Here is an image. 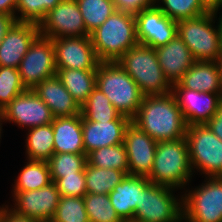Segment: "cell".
<instances>
[{
    "label": "cell",
    "instance_id": "obj_1",
    "mask_svg": "<svg viewBox=\"0 0 222 222\" xmlns=\"http://www.w3.org/2000/svg\"><path fill=\"white\" fill-rule=\"evenodd\" d=\"M131 122L157 142L184 138L188 127L172 92L144 96Z\"/></svg>",
    "mask_w": 222,
    "mask_h": 222
},
{
    "label": "cell",
    "instance_id": "obj_2",
    "mask_svg": "<svg viewBox=\"0 0 222 222\" xmlns=\"http://www.w3.org/2000/svg\"><path fill=\"white\" fill-rule=\"evenodd\" d=\"M193 174L186 137L157 142L153 167L147 176L151 183L185 189Z\"/></svg>",
    "mask_w": 222,
    "mask_h": 222
},
{
    "label": "cell",
    "instance_id": "obj_3",
    "mask_svg": "<svg viewBox=\"0 0 222 222\" xmlns=\"http://www.w3.org/2000/svg\"><path fill=\"white\" fill-rule=\"evenodd\" d=\"M90 38L101 62L117 61L125 52L139 44L135 17L116 10L90 34Z\"/></svg>",
    "mask_w": 222,
    "mask_h": 222
},
{
    "label": "cell",
    "instance_id": "obj_4",
    "mask_svg": "<svg viewBox=\"0 0 222 222\" xmlns=\"http://www.w3.org/2000/svg\"><path fill=\"white\" fill-rule=\"evenodd\" d=\"M96 88L104 93L123 116L132 120L137 114L144 95L126 71L114 62H100L96 73Z\"/></svg>",
    "mask_w": 222,
    "mask_h": 222
},
{
    "label": "cell",
    "instance_id": "obj_5",
    "mask_svg": "<svg viewBox=\"0 0 222 222\" xmlns=\"http://www.w3.org/2000/svg\"><path fill=\"white\" fill-rule=\"evenodd\" d=\"M117 62L136 82L144 96L172 92V84L164 76L154 48L138 44L125 52Z\"/></svg>",
    "mask_w": 222,
    "mask_h": 222
},
{
    "label": "cell",
    "instance_id": "obj_6",
    "mask_svg": "<svg viewBox=\"0 0 222 222\" xmlns=\"http://www.w3.org/2000/svg\"><path fill=\"white\" fill-rule=\"evenodd\" d=\"M217 14L207 12L177 22V35L188 46L195 61H215L222 52Z\"/></svg>",
    "mask_w": 222,
    "mask_h": 222
},
{
    "label": "cell",
    "instance_id": "obj_7",
    "mask_svg": "<svg viewBox=\"0 0 222 222\" xmlns=\"http://www.w3.org/2000/svg\"><path fill=\"white\" fill-rule=\"evenodd\" d=\"M185 137L192 171L222 177V140L205 124L188 126Z\"/></svg>",
    "mask_w": 222,
    "mask_h": 222
},
{
    "label": "cell",
    "instance_id": "obj_8",
    "mask_svg": "<svg viewBox=\"0 0 222 222\" xmlns=\"http://www.w3.org/2000/svg\"><path fill=\"white\" fill-rule=\"evenodd\" d=\"M205 179L182 194L183 222H222V177Z\"/></svg>",
    "mask_w": 222,
    "mask_h": 222
},
{
    "label": "cell",
    "instance_id": "obj_9",
    "mask_svg": "<svg viewBox=\"0 0 222 222\" xmlns=\"http://www.w3.org/2000/svg\"><path fill=\"white\" fill-rule=\"evenodd\" d=\"M174 188L150 183L141 193L133 221L183 222L182 196Z\"/></svg>",
    "mask_w": 222,
    "mask_h": 222
},
{
    "label": "cell",
    "instance_id": "obj_10",
    "mask_svg": "<svg viewBox=\"0 0 222 222\" xmlns=\"http://www.w3.org/2000/svg\"><path fill=\"white\" fill-rule=\"evenodd\" d=\"M22 84L26 89L56 75L55 51L53 40L38 35L30 45L18 67Z\"/></svg>",
    "mask_w": 222,
    "mask_h": 222
},
{
    "label": "cell",
    "instance_id": "obj_11",
    "mask_svg": "<svg viewBox=\"0 0 222 222\" xmlns=\"http://www.w3.org/2000/svg\"><path fill=\"white\" fill-rule=\"evenodd\" d=\"M40 35L51 39L90 36L76 0H62L39 25Z\"/></svg>",
    "mask_w": 222,
    "mask_h": 222
},
{
    "label": "cell",
    "instance_id": "obj_12",
    "mask_svg": "<svg viewBox=\"0 0 222 222\" xmlns=\"http://www.w3.org/2000/svg\"><path fill=\"white\" fill-rule=\"evenodd\" d=\"M172 93L187 126L207 123L222 102V93L199 92L184 88L179 82L172 84Z\"/></svg>",
    "mask_w": 222,
    "mask_h": 222
},
{
    "label": "cell",
    "instance_id": "obj_13",
    "mask_svg": "<svg viewBox=\"0 0 222 222\" xmlns=\"http://www.w3.org/2000/svg\"><path fill=\"white\" fill-rule=\"evenodd\" d=\"M5 123L26 128L44 126L53 122L54 116L50 108L34 93L32 89L16 96L4 109Z\"/></svg>",
    "mask_w": 222,
    "mask_h": 222
},
{
    "label": "cell",
    "instance_id": "obj_14",
    "mask_svg": "<svg viewBox=\"0 0 222 222\" xmlns=\"http://www.w3.org/2000/svg\"><path fill=\"white\" fill-rule=\"evenodd\" d=\"M134 17L137 40L141 45L155 49L166 45L177 35V22L156 5L138 12Z\"/></svg>",
    "mask_w": 222,
    "mask_h": 222
},
{
    "label": "cell",
    "instance_id": "obj_15",
    "mask_svg": "<svg viewBox=\"0 0 222 222\" xmlns=\"http://www.w3.org/2000/svg\"><path fill=\"white\" fill-rule=\"evenodd\" d=\"M57 68L97 70L98 59L90 36L52 39Z\"/></svg>",
    "mask_w": 222,
    "mask_h": 222
},
{
    "label": "cell",
    "instance_id": "obj_16",
    "mask_svg": "<svg viewBox=\"0 0 222 222\" xmlns=\"http://www.w3.org/2000/svg\"><path fill=\"white\" fill-rule=\"evenodd\" d=\"M12 192L15 203L11 209L17 214L40 222H50L54 217L60 199L54 182L37 190Z\"/></svg>",
    "mask_w": 222,
    "mask_h": 222
},
{
    "label": "cell",
    "instance_id": "obj_17",
    "mask_svg": "<svg viewBox=\"0 0 222 222\" xmlns=\"http://www.w3.org/2000/svg\"><path fill=\"white\" fill-rule=\"evenodd\" d=\"M123 144L128 158L129 175L148 176L152 170L157 141L130 122Z\"/></svg>",
    "mask_w": 222,
    "mask_h": 222
},
{
    "label": "cell",
    "instance_id": "obj_18",
    "mask_svg": "<svg viewBox=\"0 0 222 222\" xmlns=\"http://www.w3.org/2000/svg\"><path fill=\"white\" fill-rule=\"evenodd\" d=\"M39 25L15 22L0 42V66L17 68L35 38Z\"/></svg>",
    "mask_w": 222,
    "mask_h": 222
},
{
    "label": "cell",
    "instance_id": "obj_19",
    "mask_svg": "<svg viewBox=\"0 0 222 222\" xmlns=\"http://www.w3.org/2000/svg\"><path fill=\"white\" fill-rule=\"evenodd\" d=\"M131 120L120 115L114 121L95 122L82 117V134L85 154L107 146L122 144L126 127Z\"/></svg>",
    "mask_w": 222,
    "mask_h": 222
},
{
    "label": "cell",
    "instance_id": "obj_20",
    "mask_svg": "<svg viewBox=\"0 0 222 222\" xmlns=\"http://www.w3.org/2000/svg\"><path fill=\"white\" fill-rule=\"evenodd\" d=\"M155 51L164 76L171 84L178 82L195 63L188 46L178 35Z\"/></svg>",
    "mask_w": 222,
    "mask_h": 222
},
{
    "label": "cell",
    "instance_id": "obj_21",
    "mask_svg": "<svg viewBox=\"0 0 222 222\" xmlns=\"http://www.w3.org/2000/svg\"><path fill=\"white\" fill-rule=\"evenodd\" d=\"M150 183L146 176L128 174L108 194L113 208L123 222L133 220L137 204H139L140 193Z\"/></svg>",
    "mask_w": 222,
    "mask_h": 222
},
{
    "label": "cell",
    "instance_id": "obj_22",
    "mask_svg": "<svg viewBox=\"0 0 222 222\" xmlns=\"http://www.w3.org/2000/svg\"><path fill=\"white\" fill-rule=\"evenodd\" d=\"M32 90L50 108L54 118L80 115V106L56 75L45 79Z\"/></svg>",
    "mask_w": 222,
    "mask_h": 222
},
{
    "label": "cell",
    "instance_id": "obj_23",
    "mask_svg": "<svg viewBox=\"0 0 222 222\" xmlns=\"http://www.w3.org/2000/svg\"><path fill=\"white\" fill-rule=\"evenodd\" d=\"M54 153L85 154L82 134V116L53 119Z\"/></svg>",
    "mask_w": 222,
    "mask_h": 222
},
{
    "label": "cell",
    "instance_id": "obj_24",
    "mask_svg": "<svg viewBox=\"0 0 222 222\" xmlns=\"http://www.w3.org/2000/svg\"><path fill=\"white\" fill-rule=\"evenodd\" d=\"M178 82L190 90L222 93V82L215 61H195Z\"/></svg>",
    "mask_w": 222,
    "mask_h": 222
},
{
    "label": "cell",
    "instance_id": "obj_25",
    "mask_svg": "<svg viewBox=\"0 0 222 222\" xmlns=\"http://www.w3.org/2000/svg\"><path fill=\"white\" fill-rule=\"evenodd\" d=\"M97 70L57 68L56 76L81 107L96 88Z\"/></svg>",
    "mask_w": 222,
    "mask_h": 222
},
{
    "label": "cell",
    "instance_id": "obj_26",
    "mask_svg": "<svg viewBox=\"0 0 222 222\" xmlns=\"http://www.w3.org/2000/svg\"><path fill=\"white\" fill-rule=\"evenodd\" d=\"M28 133V134H27ZM26 157L28 160L48 161L54 154L52 123L28 129L26 132Z\"/></svg>",
    "mask_w": 222,
    "mask_h": 222
},
{
    "label": "cell",
    "instance_id": "obj_27",
    "mask_svg": "<svg viewBox=\"0 0 222 222\" xmlns=\"http://www.w3.org/2000/svg\"><path fill=\"white\" fill-rule=\"evenodd\" d=\"M14 180L12 191H32L50 184V168L47 161L28 160Z\"/></svg>",
    "mask_w": 222,
    "mask_h": 222
},
{
    "label": "cell",
    "instance_id": "obj_28",
    "mask_svg": "<svg viewBox=\"0 0 222 222\" xmlns=\"http://www.w3.org/2000/svg\"><path fill=\"white\" fill-rule=\"evenodd\" d=\"M128 175L116 169L97 168L86 163V192L93 194H109L117 184Z\"/></svg>",
    "mask_w": 222,
    "mask_h": 222
},
{
    "label": "cell",
    "instance_id": "obj_29",
    "mask_svg": "<svg viewBox=\"0 0 222 222\" xmlns=\"http://www.w3.org/2000/svg\"><path fill=\"white\" fill-rule=\"evenodd\" d=\"M80 114L86 120L95 122L114 121L121 115L98 88L92 91L80 107Z\"/></svg>",
    "mask_w": 222,
    "mask_h": 222
},
{
    "label": "cell",
    "instance_id": "obj_30",
    "mask_svg": "<svg viewBox=\"0 0 222 222\" xmlns=\"http://www.w3.org/2000/svg\"><path fill=\"white\" fill-rule=\"evenodd\" d=\"M87 163L97 168L116 169L129 174L127 152L123 143L90 152Z\"/></svg>",
    "mask_w": 222,
    "mask_h": 222
},
{
    "label": "cell",
    "instance_id": "obj_31",
    "mask_svg": "<svg viewBox=\"0 0 222 222\" xmlns=\"http://www.w3.org/2000/svg\"><path fill=\"white\" fill-rule=\"evenodd\" d=\"M84 25L90 35L113 14L115 5L112 0H76Z\"/></svg>",
    "mask_w": 222,
    "mask_h": 222
},
{
    "label": "cell",
    "instance_id": "obj_32",
    "mask_svg": "<svg viewBox=\"0 0 222 222\" xmlns=\"http://www.w3.org/2000/svg\"><path fill=\"white\" fill-rule=\"evenodd\" d=\"M83 199L89 222H123L113 208L109 195L87 193Z\"/></svg>",
    "mask_w": 222,
    "mask_h": 222
},
{
    "label": "cell",
    "instance_id": "obj_33",
    "mask_svg": "<svg viewBox=\"0 0 222 222\" xmlns=\"http://www.w3.org/2000/svg\"><path fill=\"white\" fill-rule=\"evenodd\" d=\"M50 168V178L54 182L63 175H75L85 168L86 154L54 153L47 161Z\"/></svg>",
    "mask_w": 222,
    "mask_h": 222
},
{
    "label": "cell",
    "instance_id": "obj_34",
    "mask_svg": "<svg viewBox=\"0 0 222 222\" xmlns=\"http://www.w3.org/2000/svg\"><path fill=\"white\" fill-rule=\"evenodd\" d=\"M156 6L176 22L195 18L208 12L200 0H156Z\"/></svg>",
    "mask_w": 222,
    "mask_h": 222
},
{
    "label": "cell",
    "instance_id": "obj_35",
    "mask_svg": "<svg viewBox=\"0 0 222 222\" xmlns=\"http://www.w3.org/2000/svg\"><path fill=\"white\" fill-rule=\"evenodd\" d=\"M61 1L62 0H18L15 20L16 22L40 25L47 13Z\"/></svg>",
    "mask_w": 222,
    "mask_h": 222
},
{
    "label": "cell",
    "instance_id": "obj_36",
    "mask_svg": "<svg viewBox=\"0 0 222 222\" xmlns=\"http://www.w3.org/2000/svg\"><path fill=\"white\" fill-rule=\"evenodd\" d=\"M50 222H89L83 197L60 196Z\"/></svg>",
    "mask_w": 222,
    "mask_h": 222
},
{
    "label": "cell",
    "instance_id": "obj_37",
    "mask_svg": "<svg viewBox=\"0 0 222 222\" xmlns=\"http://www.w3.org/2000/svg\"><path fill=\"white\" fill-rule=\"evenodd\" d=\"M26 90L17 68L0 66V108L4 109Z\"/></svg>",
    "mask_w": 222,
    "mask_h": 222
},
{
    "label": "cell",
    "instance_id": "obj_38",
    "mask_svg": "<svg viewBox=\"0 0 222 222\" xmlns=\"http://www.w3.org/2000/svg\"><path fill=\"white\" fill-rule=\"evenodd\" d=\"M54 183L60 196L84 197L87 194L85 168L75 175H63Z\"/></svg>",
    "mask_w": 222,
    "mask_h": 222
},
{
    "label": "cell",
    "instance_id": "obj_39",
    "mask_svg": "<svg viewBox=\"0 0 222 222\" xmlns=\"http://www.w3.org/2000/svg\"><path fill=\"white\" fill-rule=\"evenodd\" d=\"M115 9L136 15L138 12L156 5V0H112Z\"/></svg>",
    "mask_w": 222,
    "mask_h": 222
},
{
    "label": "cell",
    "instance_id": "obj_40",
    "mask_svg": "<svg viewBox=\"0 0 222 222\" xmlns=\"http://www.w3.org/2000/svg\"><path fill=\"white\" fill-rule=\"evenodd\" d=\"M0 222H40L21 214H17L9 205L0 206Z\"/></svg>",
    "mask_w": 222,
    "mask_h": 222
},
{
    "label": "cell",
    "instance_id": "obj_41",
    "mask_svg": "<svg viewBox=\"0 0 222 222\" xmlns=\"http://www.w3.org/2000/svg\"><path fill=\"white\" fill-rule=\"evenodd\" d=\"M205 125L222 140V102L219 104L216 114Z\"/></svg>",
    "mask_w": 222,
    "mask_h": 222
},
{
    "label": "cell",
    "instance_id": "obj_42",
    "mask_svg": "<svg viewBox=\"0 0 222 222\" xmlns=\"http://www.w3.org/2000/svg\"><path fill=\"white\" fill-rule=\"evenodd\" d=\"M15 22H16L15 17L0 14V42L2 41L7 31L11 28V26Z\"/></svg>",
    "mask_w": 222,
    "mask_h": 222
},
{
    "label": "cell",
    "instance_id": "obj_43",
    "mask_svg": "<svg viewBox=\"0 0 222 222\" xmlns=\"http://www.w3.org/2000/svg\"><path fill=\"white\" fill-rule=\"evenodd\" d=\"M18 0H0V14L15 17Z\"/></svg>",
    "mask_w": 222,
    "mask_h": 222
},
{
    "label": "cell",
    "instance_id": "obj_44",
    "mask_svg": "<svg viewBox=\"0 0 222 222\" xmlns=\"http://www.w3.org/2000/svg\"><path fill=\"white\" fill-rule=\"evenodd\" d=\"M200 2L208 12L220 11L222 8V0H200Z\"/></svg>",
    "mask_w": 222,
    "mask_h": 222
},
{
    "label": "cell",
    "instance_id": "obj_45",
    "mask_svg": "<svg viewBox=\"0 0 222 222\" xmlns=\"http://www.w3.org/2000/svg\"><path fill=\"white\" fill-rule=\"evenodd\" d=\"M215 63L217 65L218 72L220 74V79L222 82V52L218 55L217 59L215 60Z\"/></svg>",
    "mask_w": 222,
    "mask_h": 222
},
{
    "label": "cell",
    "instance_id": "obj_46",
    "mask_svg": "<svg viewBox=\"0 0 222 222\" xmlns=\"http://www.w3.org/2000/svg\"><path fill=\"white\" fill-rule=\"evenodd\" d=\"M217 13H220L221 15H219L218 17V28H219V32H220V41H221V46H222V11L221 12H218V11H214L213 14H217Z\"/></svg>",
    "mask_w": 222,
    "mask_h": 222
},
{
    "label": "cell",
    "instance_id": "obj_47",
    "mask_svg": "<svg viewBox=\"0 0 222 222\" xmlns=\"http://www.w3.org/2000/svg\"><path fill=\"white\" fill-rule=\"evenodd\" d=\"M5 122V118H4V113H3V109L0 108V139H1V134H2V123ZM1 141V140H0Z\"/></svg>",
    "mask_w": 222,
    "mask_h": 222
}]
</instances>
